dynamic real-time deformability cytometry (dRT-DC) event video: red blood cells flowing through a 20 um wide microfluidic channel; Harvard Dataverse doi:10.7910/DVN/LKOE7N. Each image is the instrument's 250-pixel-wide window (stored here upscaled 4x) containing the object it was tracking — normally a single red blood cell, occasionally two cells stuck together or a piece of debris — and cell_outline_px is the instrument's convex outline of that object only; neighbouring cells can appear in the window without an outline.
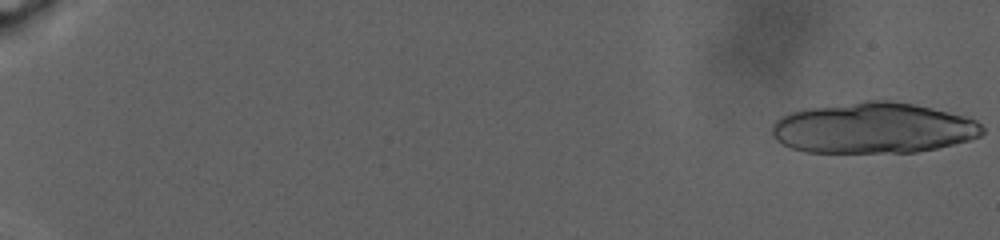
{"species": "human", "species_latin": "Homo sapiens", "temperature_condition": "warm", "stored_images_in_passage": 31, "camera_frame_rate_fps": 3000, "um_per_image_px": 0.085, "donor": {"sex": "male"}, "frame": {"image": 1, "passage_image": 1, "time_ms": 0.0, "image_size_px": [1000, 240], "cell_outline_px": [[984, 132], [980, 136], [968, 140], [936, 148], [916, 152], [804, 152], [792, 148], [776, 140], [772, 136], [772, 124], [780, 116], [792, 112], [812, 108], [868, 100], [888, 100], [912, 104], [948, 112], [964, 116], [976, 120], [984, 128]], "centroid_in_image_um": [74.22, 10.89], "position_along_channel_um": 10.8, "area_um2": 61.85}}
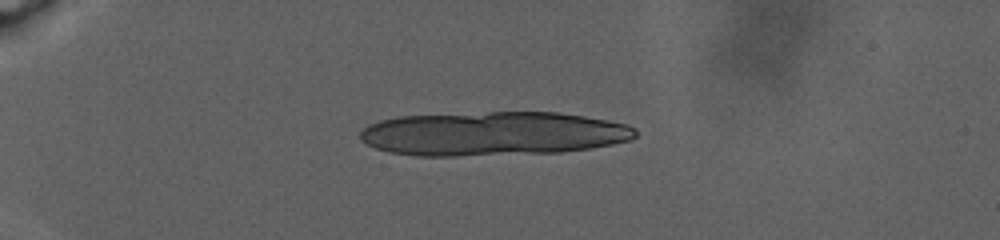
{"frame": {"image": 2, "passage_image": 22, "time_ms": 8.0, "image_size_px": [1000, 240], "cell_outline_px": [[636, 136], [632, 140], [612, 144], [588, 148], [560, 152], [456, 156], [416, 156], [388, 152], [376, 148], [360, 140], [360, 132], [368, 124], [380, 120], [396, 116], [488, 112], [556, 112], [584, 116], [628, 124], [636, 128]], "centroid_in_image_um": [41.88, 11.36], "position_along_channel_um": 43.1, "area_um2": 70.86}}